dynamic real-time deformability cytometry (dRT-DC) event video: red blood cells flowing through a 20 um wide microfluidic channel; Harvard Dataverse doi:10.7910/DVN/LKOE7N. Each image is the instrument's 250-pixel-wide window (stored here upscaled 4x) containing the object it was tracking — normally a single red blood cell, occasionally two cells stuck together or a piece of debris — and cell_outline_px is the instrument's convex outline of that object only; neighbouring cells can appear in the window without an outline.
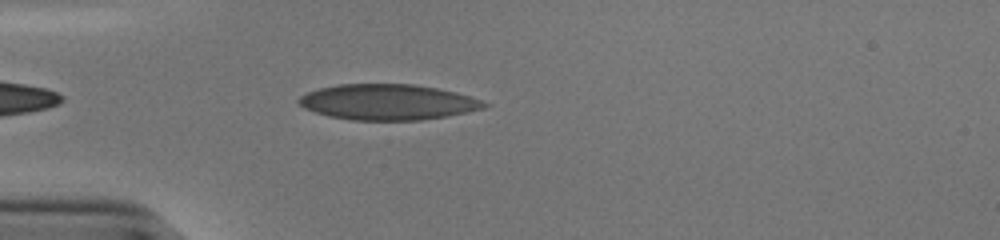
{"species": "human", "species_latin": "Homo sapiens", "temperature_condition": "cold", "stored_images_in_passage": 36, "camera_frame_rate_fps": 3000, "um_per_image_px": 0.085, "donor": {"sex": "male"}, "frame": {"image": 1, "passage_image": 4, "time_ms": 1.0, "image_size_px": [1000, 240], "cell_outline_px": [[488, 104], [484, 108], [444, 116], [420, 120], [352, 120], [328, 116], [304, 108], [296, 100], [300, 96], [308, 92], [320, 88], [336, 84], [412, 84], [436, 88], [456, 92], [480, 100]], "centroid_in_image_um": [32.91, 8.67], "position_along_channel_um": 52.1, "area_um2": 38.15}}
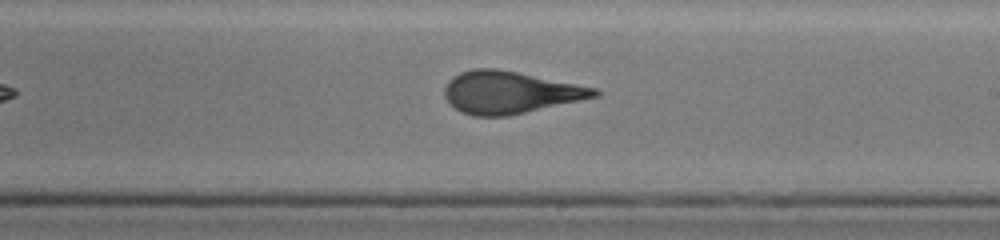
{"frame": {"image": 2, "passage_image": 20, "time_ms": 6.333, "image_size_px": [1000, 240], "cell_outline_px": [[600, 96], [508, 116], [472, 116], [460, 112], [444, 96], [444, 88], [448, 80], [452, 76], [460, 72], [472, 68], [496, 68], [596, 88], [600, 92]], "centroid_in_image_um": [43.31, 7.85], "position_along_channel_um": 245.7, "area_um2": 36.76}}
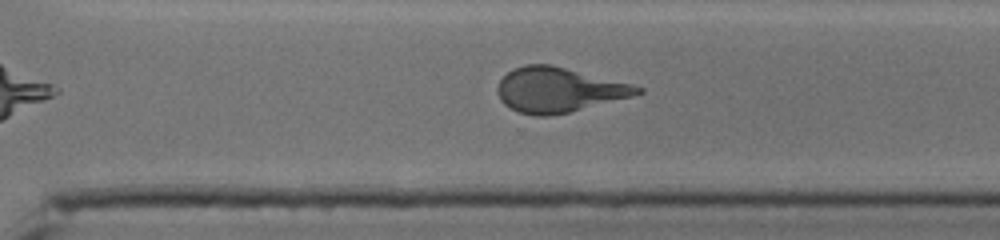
{"frame": {"image": 3, "passage_image": 26, "time_ms": 8.333, "image_size_px": [1000, 240], "cell_outline_px": [[644, 92], [632, 96], [568, 112], [548, 116], [536, 116], [520, 112], [504, 104], [500, 100], [496, 92], [496, 88], [500, 80], [508, 72], [524, 64], [548, 64], [632, 84], [644, 88]], "centroid_in_image_um": [47.46, 7.64], "position_along_channel_um": 323.1, "area_um2": 36.01}, "authors_computed_cell_mechanics": {"area_um2": 37.3099, "velocity_mm_per_s": 3.8756, "shape_relaxation_time_tau1_ms": 9.0962, "shape_relaxation_time_tau2_ms": null, "deformation_change_tau1": 0.2645, "deformation_change_tau2": null}}